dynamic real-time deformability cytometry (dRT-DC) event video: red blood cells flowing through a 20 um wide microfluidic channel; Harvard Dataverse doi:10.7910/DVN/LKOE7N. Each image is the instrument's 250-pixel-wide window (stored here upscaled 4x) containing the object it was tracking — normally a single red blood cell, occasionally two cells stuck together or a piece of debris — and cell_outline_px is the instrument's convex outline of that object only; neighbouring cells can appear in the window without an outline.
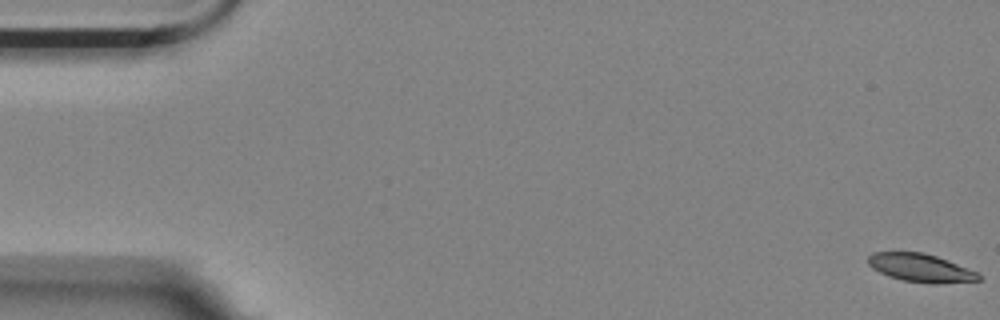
{"species": "Egyptian fruit bat (a non-hibernating species)", "species_latin": "Rousettus aegyptiacus", "temperature_condition": "room temperature", "stored_images_in_passage": 7, "camera_frame_rate_fps": 3000, "um_per_image_px": 0.085, "animal": {"sex": "female"}, "frame": {"image": 1, "passage_image": 1, "time_ms": 0.0, "image_size_px": [1000, 320], "cell_outline_px": [[984, 276], [980, 280], [940, 284], [932, 284], [904, 280], [888, 276], [872, 268], [868, 264], [868, 256], [872, 252], [924, 252], [936, 256], [980, 272]], "centroid_in_image_um": [78.31, 22.77], "position_along_channel_um": 6.7, "area_um2": 18.38}}
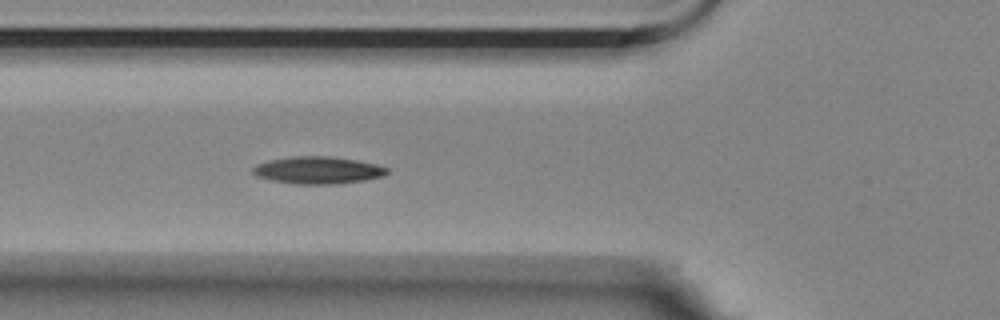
{"frame": {"image": 2, "passage_image": 7, "time_ms": 2.0, "image_size_px": [1000, 320], "cell_outline_px": [[388, 172], [384, 176], [364, 180], [336, 184], [296, 184], [272, 180], [256, 176], [252, 172], [252, 168], [256, 164], [268, 160], [296, 156], [332, 156], [356, 160], [376, 164], [388, 168]], "centroid_in_image_um": [27.02, 14.46], "position_along_channel_um": 98.8, "area_um2": 21.33}}